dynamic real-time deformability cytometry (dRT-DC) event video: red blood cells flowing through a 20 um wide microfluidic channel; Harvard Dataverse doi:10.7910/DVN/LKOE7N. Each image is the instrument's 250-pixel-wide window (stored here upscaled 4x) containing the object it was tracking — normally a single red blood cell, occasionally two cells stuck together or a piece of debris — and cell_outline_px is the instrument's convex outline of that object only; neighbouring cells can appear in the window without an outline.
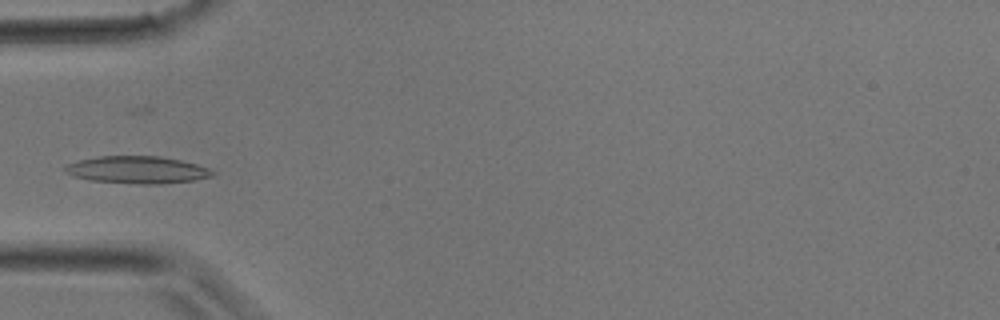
{"species": "common noctule bat (a hibernating species)", "species_latin": "Nyctalus noctula", "temperature_condition": "room temperature", "stored_images_in_passage": 36, "camera_frame_rate_fps": 3000, "um_per_image_px": 0.085, "animal": {"sex": "male", "body_mass_g": 17.9}, "frame": {"image": 1, "passage_image": 11, "time_ms": 3.333, "image_size_px": [1000, 320], "cell_outline_px": [[216, 172], [212, 176], [196, 180], [160, 184], [136, 184], [88, 180], [64, 172], [64, 168], [68, 164], [76, 160], [96, 156], [160, 156], [180, 160], [196, 164], [208, 168]], "centroid_in_image_um": [11.66, 14.43], "position_along_channel_um": 73.3, "area_um2": 23.58}}
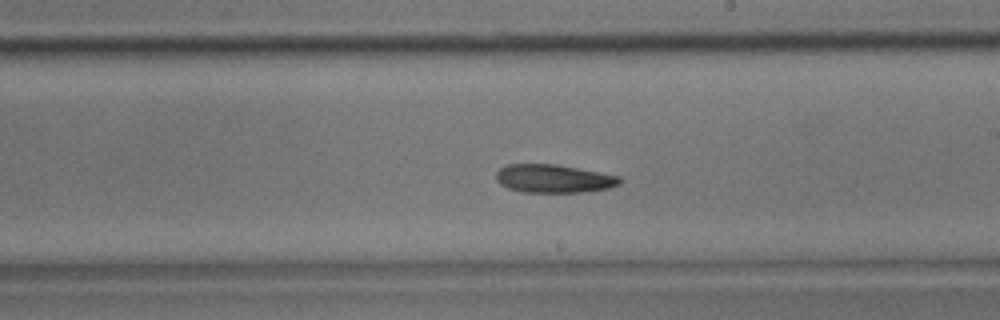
{"frame": {"image": 2, "passage_image": 20, "time_ms": 6.333, "image_size_px": [1000, 320], "cell_outline_px": [[620, 184], [608, 188], [580, 192], [524, 192], [508, 188], [500, 184], [496, 180], [496, 172], [504, 164], [556, 164], [620, 176]], "centroid_in_image_um": [47.02, 15.17], "position_along_channel_um": 242.0, "area_um2": 20.29}}
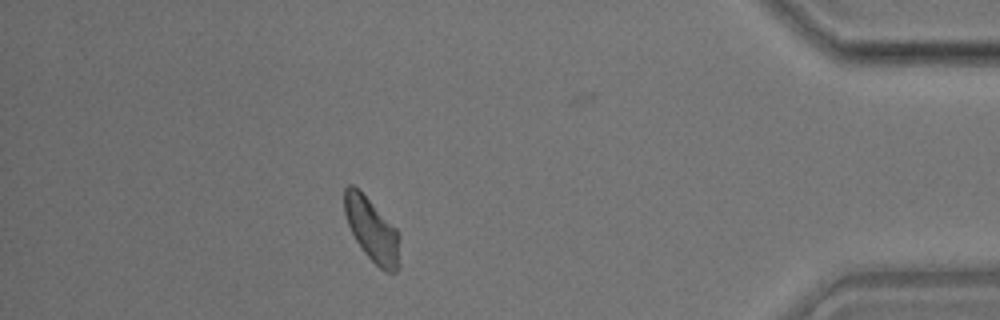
{"frame": {"image": 3, "passage_image": 31, "time_ms": 10.0, "image_size_px": [1000, 320], "cell_outline_px": [[400, 268], [396, 272], [388, 272], [380, 268], [364, 252], [356, 240], [348, 224], [344, 212], [344, 188], [348, 184], [352, 184], [400, 232]], "centroid_in_image_um": [31.65, 19.59], "position_along_channel_um": 403.5, "area_um2": 20.29}}